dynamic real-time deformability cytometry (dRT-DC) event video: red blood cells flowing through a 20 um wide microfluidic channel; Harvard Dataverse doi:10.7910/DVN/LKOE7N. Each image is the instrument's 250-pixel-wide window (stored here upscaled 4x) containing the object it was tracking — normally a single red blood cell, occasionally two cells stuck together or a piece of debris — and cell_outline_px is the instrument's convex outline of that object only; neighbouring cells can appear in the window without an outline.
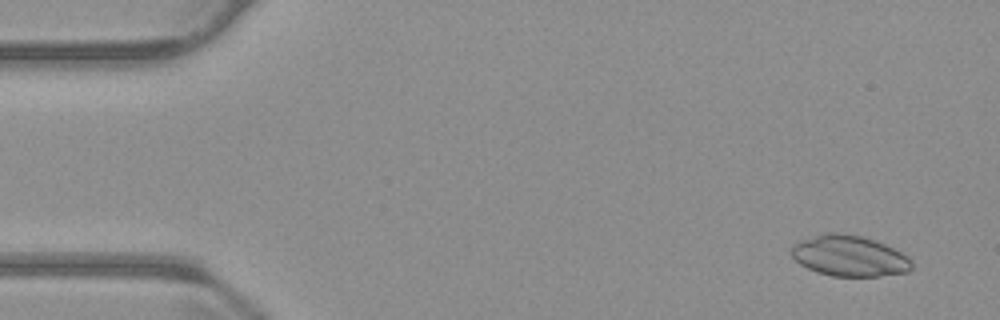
{"species": "common noctule bat (a hibernating species)", "species_latin": "Nyctalus noctula", "temperature_condition": "warm", "stored_images_in_passage": 57, "camera_frame_rate_fps": 3000, "um_per_image_px": 0.085, "animal": {"sex": "male", "body_mass_g": 23.1, "forearm_length_mm": 52.7}, "frame": {"image": 1, "passage_image": 4, "time_ms": 1.0, "image_size_px": [1000, 320], "cell_outline_px": [[912, 268], [908, 272], [880, 276], [832, 276], [816, 272], [800, 264], [788, 252], [792, 244], [800, 240], [828, 232], [836, 232], [864, 236], [884, 244], [908, 256], [912, 260]], "centroid_in_image_um": [72.17, 21.75], "position_along_channel_um": 12.8, "area_um2": 28.84}}